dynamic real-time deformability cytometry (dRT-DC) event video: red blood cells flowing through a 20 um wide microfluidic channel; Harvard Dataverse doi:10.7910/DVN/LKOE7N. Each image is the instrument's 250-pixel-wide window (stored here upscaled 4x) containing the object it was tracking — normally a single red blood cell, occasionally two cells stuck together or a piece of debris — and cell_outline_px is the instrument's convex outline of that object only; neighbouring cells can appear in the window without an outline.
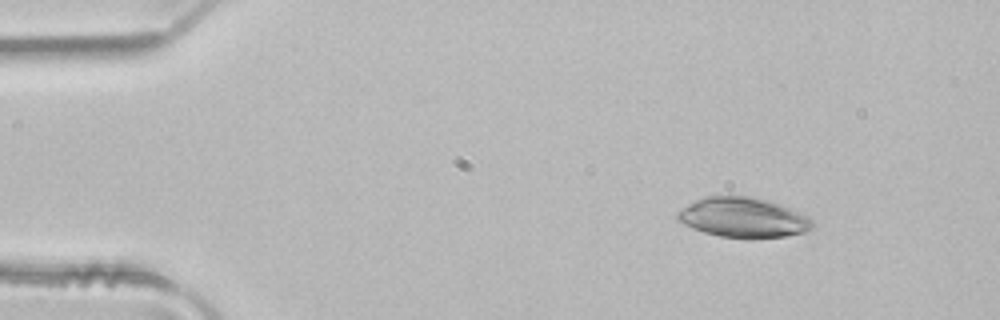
{"species": "common noctule bat (a hibernating species)", "species_latin": "Nyctalus noctula", "temperature_condition": "room temperature", "stored_images_in_passage": 2, "camera_frame_rate_fps": 3000, "um_per_image_px": 0.085, "animal": {"sex": "male", "body_mass_g": 21.5, "forearm_length_mm": 52.0}, "frame": {"image": 1, "passage_image": 1, "time_ms": 0.0, "image_size_px": [1000, 320], "cell_outline_px": [[812, 228], [808, 232], [784, 236], [752, 240], [720, 236], [704, 232], [692, 228], [676, 220], [676, 212], [688, 204], [696, 200], [708, 196], [752, 196], [768, 200], [792, 208], [808, 216], [812, 220]], "centroid_in_image_um": [63.19, 18.51], "position_along_channel_um": 21.8, "area_um2": 31.91}}
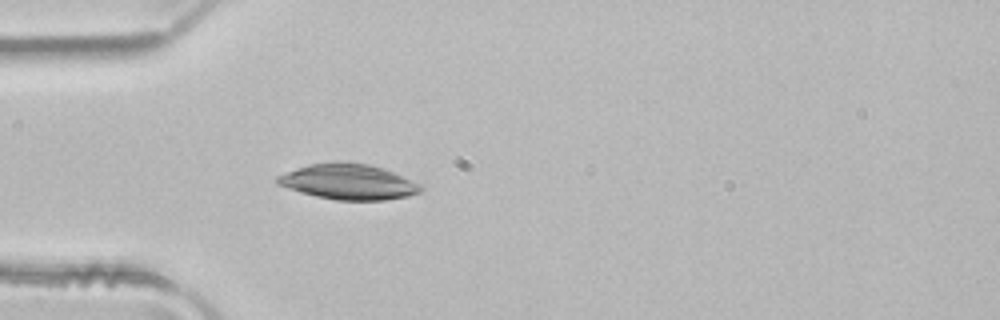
{"frame": {"image": 2, "passage_image": 2, "time_ms": 0.333, "image_size_px": [1000, 320], "cell_outline_px": [[424, 192], [408, 196], [384, 200], [336, 200], [316, 196], [300, 192], [276, 184], [276, 176], [296, 168], [308, 164], [340, 160], [368, 164], [384, 168], [420, 184], [424, 188]], "centroid_in_image_um": [29.62, 15.44], "position_along_channel_um": 55.4, "area_um2": 29.94}}